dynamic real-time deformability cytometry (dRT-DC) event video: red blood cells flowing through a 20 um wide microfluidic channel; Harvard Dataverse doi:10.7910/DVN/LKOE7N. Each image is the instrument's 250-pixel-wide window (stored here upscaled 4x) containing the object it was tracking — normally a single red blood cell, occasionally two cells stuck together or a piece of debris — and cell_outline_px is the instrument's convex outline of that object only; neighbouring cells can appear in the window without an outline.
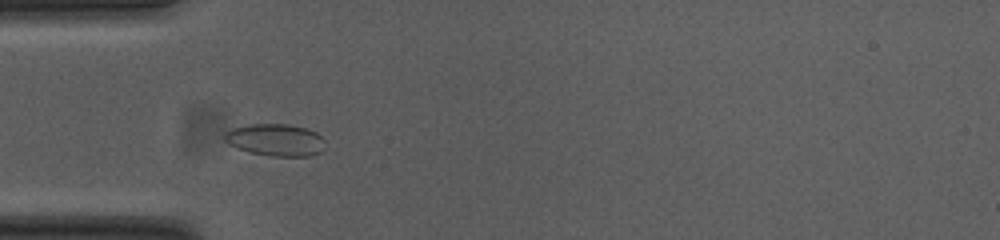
{"species": "common noctule bat (a hibernating species)", "species_latin": "Nyctalus noctula", "temperature_condition": "cold", "stored_images_in_passage": 33, "camera_frame_rate_fps": 3000, "um_per_image_px": 0.085, "animal": {"sex": "female", "body_mass_g": 23.0, "forearm_length_mm": 53.4}, "frame": {"image": 1, "passage_image": 4, "time_ms": 1.0, "image_size_px": [1000, 240], "cell_outline_px": [[324, 140], [320, 152], [308, 156], [272, 156], [248, 152], [236, 148], [228, 144], [224, 140], [224, 132], [232, 128], [248, 124], [288, 124], [304, 128], [316, 132]], "centroid_in_image_um": [23.35, 11.89], "position_along_channel_um": 61.6, "area_um2": 18.79}}
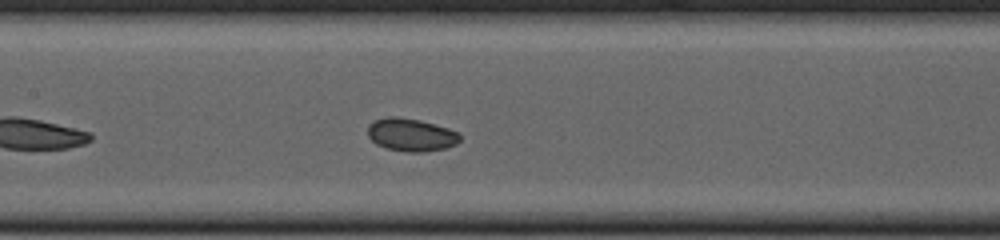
{"frame": {"image": 2, "passage_image": 13, "time_ms": 4.0, "image_size_px": [1000, 240], "cell_outline_px": [[460, 140], [456, 144], [444, 148], [424, 152], [408, 152], [388, 148], [376, 144], [368, 136], [368, 124], [372, 120], [388, 116], [396, 116], [420, 120], [448, 128], [460, 132]], "centroid_in_image_um": [34.93, 11.44], "position_along_channel_um": 172.5, "area_um2": 17.74}}
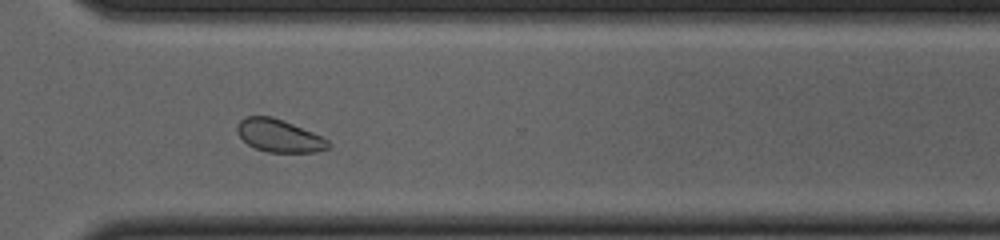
{"frame": {"image": 3, "passage_image": 27, "time_ms": 8.667, "image_size_px": [1000, 240], "cell_outline_px": [[332, 144], [328, 148], [316, 152], [268, 152], [256, 148], [248, 144], [236, 132], [236, 124], [240, 120], [248, 116], [272, 116], [312, 132], [328, 140]], "centroid_in_image_um": [23.71, 11.53], "position_along_channel_um": 346.9, "area_um2": 17.22}, "authors_computed_cell_mechanics": {"area_um2": 17.5134, "velocity_mm_per_s": 3.7407, "shape_relaxation_time_tau1_ms": 1.7115, "shape_relaxation_time_tau2_ms": 7.987, "deformation_change_tau1": 0.0488, "deformation_change_tau2": 0.0865}}